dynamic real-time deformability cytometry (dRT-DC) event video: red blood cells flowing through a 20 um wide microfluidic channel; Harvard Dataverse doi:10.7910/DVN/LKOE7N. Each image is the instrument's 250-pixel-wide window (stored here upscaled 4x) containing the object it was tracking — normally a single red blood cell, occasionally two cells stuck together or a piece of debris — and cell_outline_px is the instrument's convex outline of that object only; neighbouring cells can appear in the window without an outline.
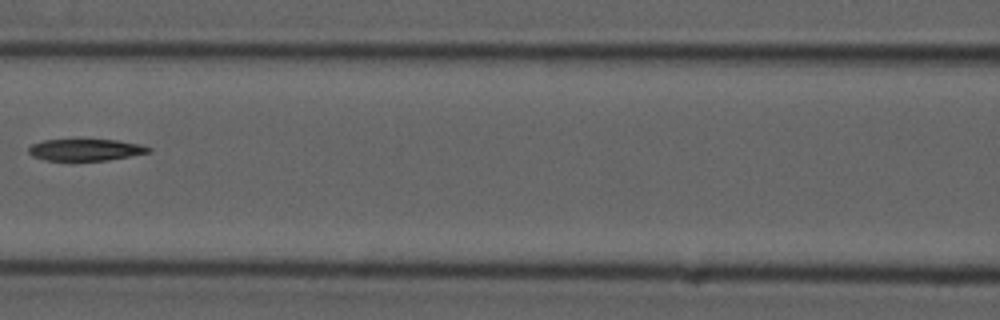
{"species": "common noctule bat (a hibernating species)", "species_latin": "Nyctalus noctula", "temperature_condition": "cold", "stored_images_in_passage": 7, "camera_frame_rate_fps": 3000, "um_per_image_px": 0.085, "animal": {"sex": "male", "forearm_length_mm": 52.5}, "frame": {"image": 1, "passage_image": 6, "time_ms": 7.0, "image_size_px": [1000, 320], "cell_outline_px": [[152, 152], [108, 160], [72, 164], [44, 160], [32, 156], [28, 152], [28, 148], [32, 144], [44, 140], [116, 140], [140, 144], [152, 148]], "centroid_in_image_um": [7.23, 12.79], "position_along_channel_um": 159.4, "area_um2": 16.01}}
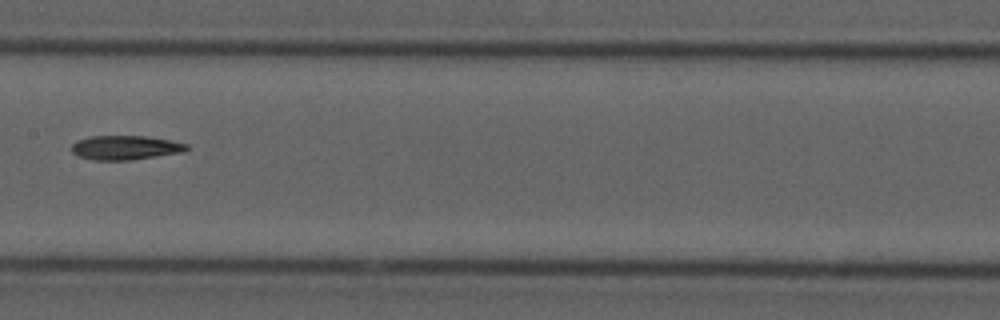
{"frame": {"image": 2, "passage_image": 7, "time_ms": 8.0, "image_size_px": [1000, 320], "cell_outline_px": [[192, 148], [184, 152], [128, 160], [92, 160], [76, 156], [72, 152], [72, 144], [76, 140], [88, 136], [148, 136], [188, 144]], "centroid_in_image_um": [10.64, 12.54], "position_along_channel_um": 196.8, "area_um2": 16.42}}